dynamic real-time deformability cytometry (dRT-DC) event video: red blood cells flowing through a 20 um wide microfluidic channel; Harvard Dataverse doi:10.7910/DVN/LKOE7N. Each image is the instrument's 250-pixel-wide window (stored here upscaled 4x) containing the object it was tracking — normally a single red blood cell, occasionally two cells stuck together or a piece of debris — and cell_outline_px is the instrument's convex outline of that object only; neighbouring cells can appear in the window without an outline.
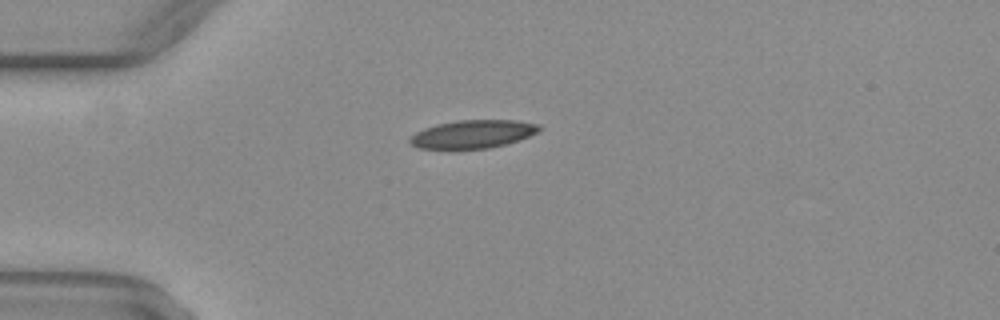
{"species": "common noctule bat (a hibernating species)", "species_latin": "Nyctalus noctula", "temperature_condition": "warm", "stored_images_in_passage": 39, "camera_frame_rate_fps": 3000, "um_per_image_px": 0.085, "animal": {"sex": "female", "body_mass_g": 29.2, "forearm_length_mm": 56.3}, "frame": {"image": 1, "passage_image": 1, "time_ms": 0.0, "image_size_px": [1000, 320], "cell_outline_px": [[544, 128], [520, 140], [488, 148], [420, 148], [412, 144], [408, 140], [416, 132], [424, 128], [436, 124], [456, 120], [516, 120], [540, 124]], "centroid_in_image_um": [40.23, 11.38], "position_along_channel_um": 44.8, "area_um2": 21.04}}
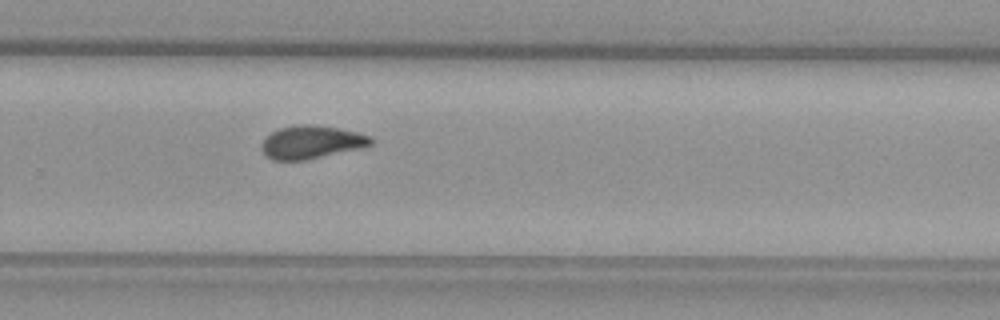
{"frame": {"image": 2, "passage_image": 22, "time_ms": 7.0, "image_size_px": [1000, 320], "cell_outline_px": [[372, 144], [360, 148], [304, 160], [272, 160], [264, 152], [264, 140], [272, 132], [280, 128], [296, 124], [312, 124], [340, 128], [372, 136]], "centroid_in_image_um": [26.51, 12.06], "position_along_channel_um": 303.3, "area_um2": 20.69}}
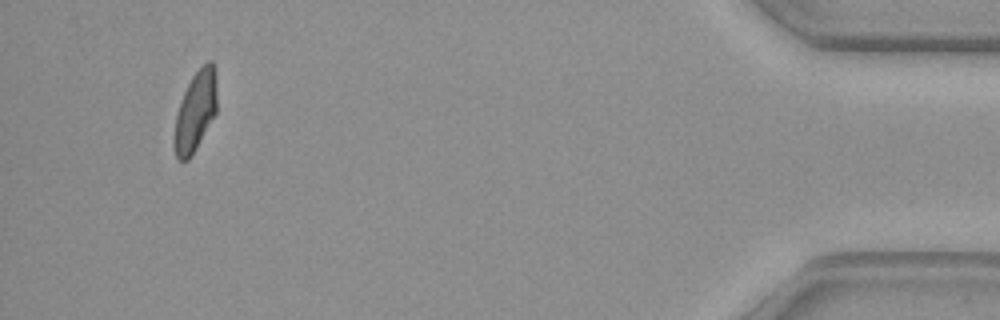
{"frame": {"image": 3, "passage_image": 36, "time_ms": 11.667, "image_size_px": [1000, 320], "cell_outline_px": [[216, 112], [188, 160], [176, 160], [172, 144], [172, 140], [176, 116], [180, 100], [192, 76], [208, 60], [212, 60], [216, 68]], "centroid_in_image_um": [16.58, 9.45], "position_along_channel_um": 418.6, "area_um2": 19.88}, "authors_computed_cell_mechanics": {"area_um2": 21.1548, "velocity_mm_per_s": 4.0464, "shape_relaxation_time_tau1_ms": 9.5949, "shape_relaxation_time_tau2_ms": 1.3338, "deformation_change_tau1": 0.225, "deformation_change_tau2": 0.0678}}